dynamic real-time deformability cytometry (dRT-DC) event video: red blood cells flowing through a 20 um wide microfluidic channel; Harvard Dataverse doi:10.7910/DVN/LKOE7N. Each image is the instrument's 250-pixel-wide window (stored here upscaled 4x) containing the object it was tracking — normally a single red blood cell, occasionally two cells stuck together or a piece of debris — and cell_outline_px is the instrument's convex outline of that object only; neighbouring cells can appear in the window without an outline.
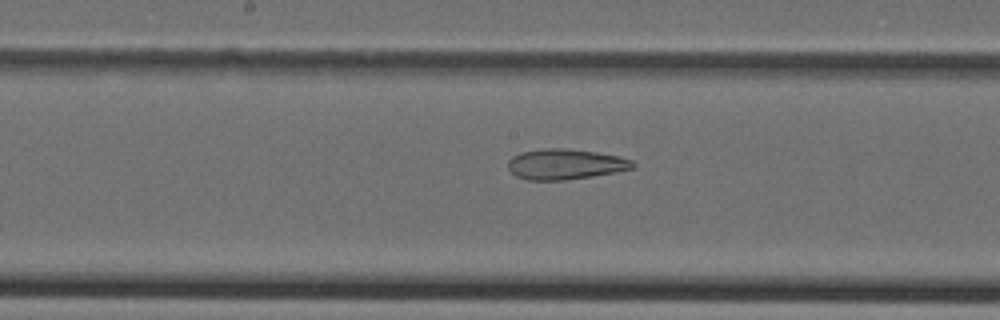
{"species": "Egyptian fruit bat (a non-hibernating species)", "species_latin": "Rousettus aegyptiacus", "temperature_condition": "cold", "stored_images_in_passage": 29, "camera_frame_rate_fps": 3000, "um_per_image_px": 0.085, "animal": {"sex": "female"}, "frame": {"image": 1, "passage_image": 24, "time_ms": 7.667, "image_size_px": [1000, 320], "cell_outline_px": [[636, 164], [632, 168], [616, 172], [592, 176], [564, 180], [528, 180], [516, 176], [508, 168], [508, 160], [512, 156], [520, 152], [544, 148], [568, 148], [596, 152], [616, 156], [632, 160]], "centroid_in_image_um": [48.02, 13.95], "position_along_channel_um": 200.2, "area_um2": 22.14}}
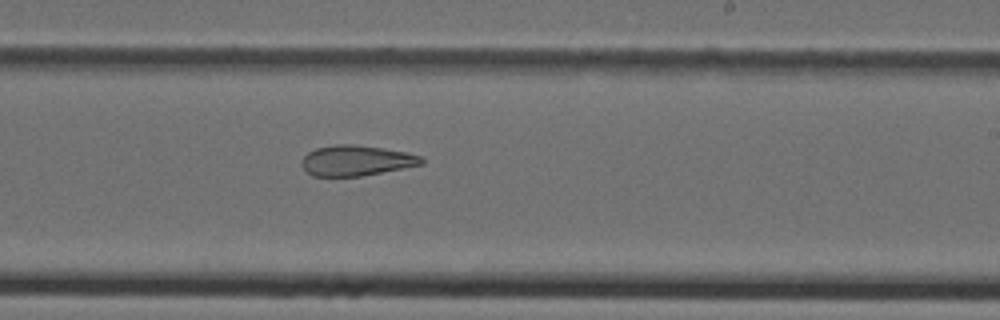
{"frame": {"image": 2, "passage_image": 28, "time_ms": 9.0, "image_size_px": [1000, 320], "cell_outline_px": [[424, 164], [360, 176], [312, 176], [300, 164], [304, 156], [308, 152], [316, 148], [336, 144], [352, 144], [384, 148], [408, 152], [420, 156], [424, 160]], "centroid_in_image_um": [30.28, 13.64], "position_along_channel_um": 258.7, "area_um2": 21.21}}